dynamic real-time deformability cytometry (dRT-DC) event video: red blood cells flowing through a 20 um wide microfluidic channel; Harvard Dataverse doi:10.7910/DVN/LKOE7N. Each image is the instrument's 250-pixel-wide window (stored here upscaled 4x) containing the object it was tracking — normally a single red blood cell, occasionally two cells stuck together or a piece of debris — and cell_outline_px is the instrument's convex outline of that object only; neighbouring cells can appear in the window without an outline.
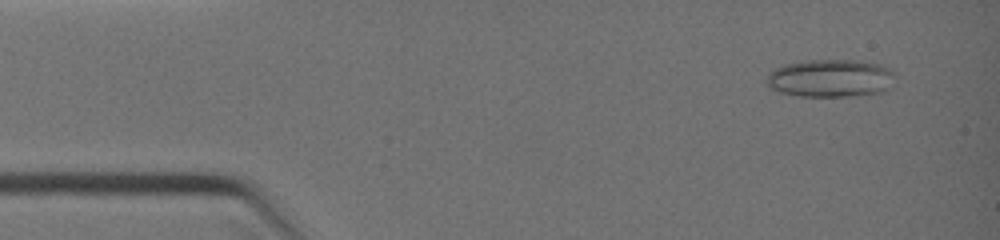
{"species": "common noctule bat (a hibernating species)", "species_latin": "Nyctalus noctula", "temperature_condition": "warm", "stored_images_in_passage": 11, "camera_frame_rate_fps": 3000, "um_per_image_px": 0.085, "animal": {"sex": "female", "body_mass_g": 19.0, "forearm_length_mm": 51.5}, "frame": {"image": 1, "passage_image": 2, "time_ms": 0.333, "image_size_px": [1000, 240], "cell_outline_px": [[896, 76], [892, 88], [884, 92], [848, 96], [800, 96], [780, 92], [772, 88], [764, 80], [768, 72], [784, 64], [808, 60], [864, 60], [880, 64], [888, 68]], "centroid_in_image_um": [70.63, 6.64], "position_along_channel_um": 14.4, "area_um2": 28.73}}
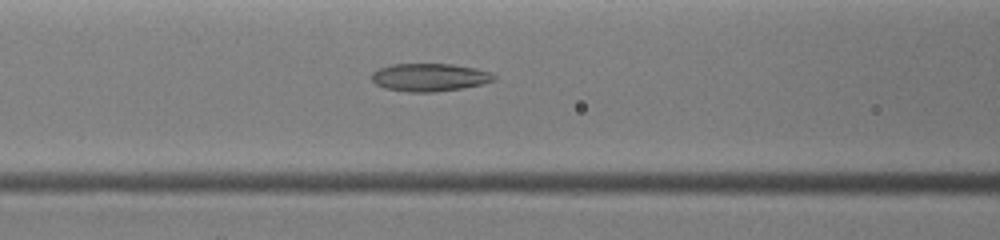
{"frame": {"image": 2, "passage_image": 10, "time_ms": 4.333, "image_size_px": [1000, 240], "cell_outline_px": [[496, 80], [480, 84], [460, 88], [432, 92], [408, 92], [384, 88], [376, 84], [372, 80], [372, 72], [380, 68], [392, 64], [452, 64], [476, 68], [492, 72], [496, 76]], "centroid_in_image_um": [36.52, 6.57], "position_along_channel_um": 130.1, "area_um2": 19.83}}